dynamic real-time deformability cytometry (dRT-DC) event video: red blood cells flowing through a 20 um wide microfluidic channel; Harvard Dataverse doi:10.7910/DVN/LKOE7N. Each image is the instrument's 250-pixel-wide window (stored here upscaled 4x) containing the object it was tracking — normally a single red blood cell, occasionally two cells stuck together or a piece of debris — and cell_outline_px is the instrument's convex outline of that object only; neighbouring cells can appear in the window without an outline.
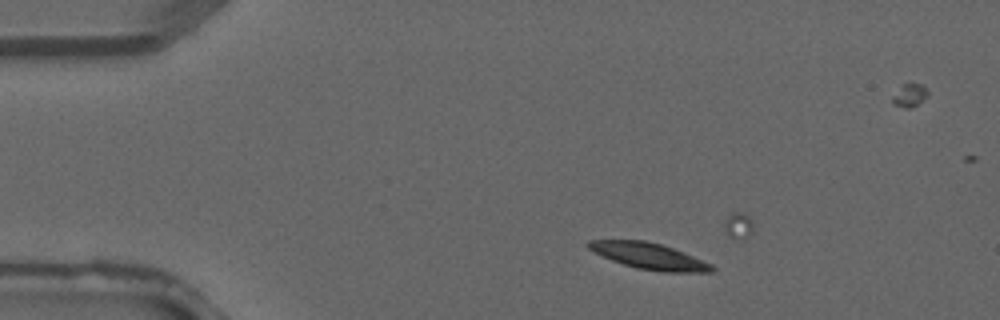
{"species": "common noctule bat (a hibernating species)", "species_latin": "Nyctalus noctula", "temperature_condition": "warm", "stored_images_in_passage": 4, "camera_frame_rate_fps": 3000, "um_per_image_px": 0.085, "animal": {"sex": "male", "forearm_length_mm": 52.5}, "frame": {"image": 1, "passage_image": 1, "time_ms": 0.0, "image_size_px": [1000, 320], "cell_outline_px": [[716, 268], [712, 272], [664, 272], [636, 268], [612, 260], [588, 248], [584, 244], [588, 240], [644, 240], [660, 244], [684, 252], [712, 264]], "centroid_in_image_um": [55.19, 21.76], "position_along_channel_um": 29.8, "area_um2": 18.73}}